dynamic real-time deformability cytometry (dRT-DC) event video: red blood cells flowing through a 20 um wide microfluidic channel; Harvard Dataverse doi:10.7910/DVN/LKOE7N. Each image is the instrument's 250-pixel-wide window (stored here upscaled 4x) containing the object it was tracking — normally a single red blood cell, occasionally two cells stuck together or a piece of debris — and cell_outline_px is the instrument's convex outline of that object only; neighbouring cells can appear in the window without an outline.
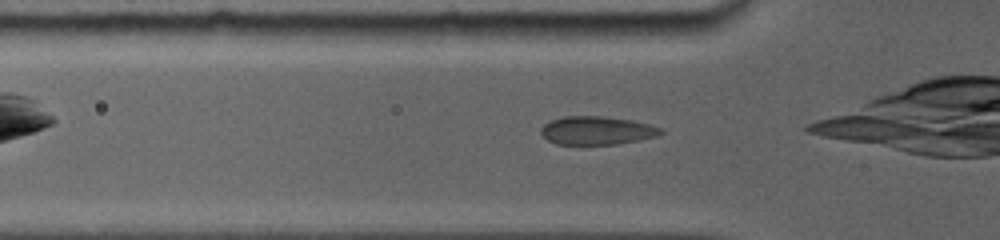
{"species": "common noctule bat (a hibernating species)", "species_latin": "Nyctalus noctula", "temperature_condition": "room temperature", "stored_images_in_passage": 5, "camera_frame_rate_fps": 5000, "um_per_image_px": 0.085, "animal": {"sex": "female", "body_mass_g": 19.0, "forearm_length_mm": 56.7}, "frame": {"image": 1, "passage_image": 2, "time_ms": 0.6, "image_size_px": [1000, 240], "cell_outline_px": [[664, 132], [656, 136], [640, 140], [616, 144], [556, 144], [548, 140], [540, 132], [540, 128], [548, 120], [564, 116], [600, 116], [632, 120], [648, 124], [660, 128]], "centroid_in_image_um": [50.69, 11.09], "position_along_channel_um": 75.1, "area_um2": 19.77}}